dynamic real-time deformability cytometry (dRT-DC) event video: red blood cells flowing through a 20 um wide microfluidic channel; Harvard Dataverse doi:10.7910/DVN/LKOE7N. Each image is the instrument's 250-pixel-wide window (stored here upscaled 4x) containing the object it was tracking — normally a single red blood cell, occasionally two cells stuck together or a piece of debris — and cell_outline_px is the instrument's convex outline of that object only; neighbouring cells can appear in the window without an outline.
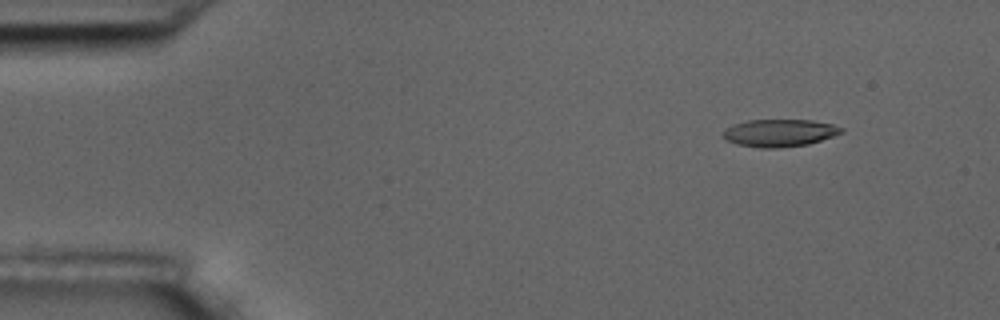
{"species": "common noctule bat (a hibernating species)", "species_latin": "Nyctalus noctula", "temperature_condition": "room temperature", "stored_images_in_passage": 4, "camera_frame_rate_fps": 3000, "um_per_image_px": 0.085, "animal": {"sex": "male", "body_mass_g": 17.5, "forearm_length_mm": 52.3}, "frame": {"image": 1, "passage_image": 1, "time_ms": 0.0, "image_size_px": [1000, 320], "cell_outline_px": [[844, 132], [808, 144], [776, 148], [760, 148], [736, 144], [728, 140], [724, 136], [724, 128], [732, 124], [748, 120], [812, 120], [832, 124], [844, 128]], "centroid_in_image_um": [66.25, 11.29], "position_along_channel_um": 18.7, "area_um2": 18.84}}
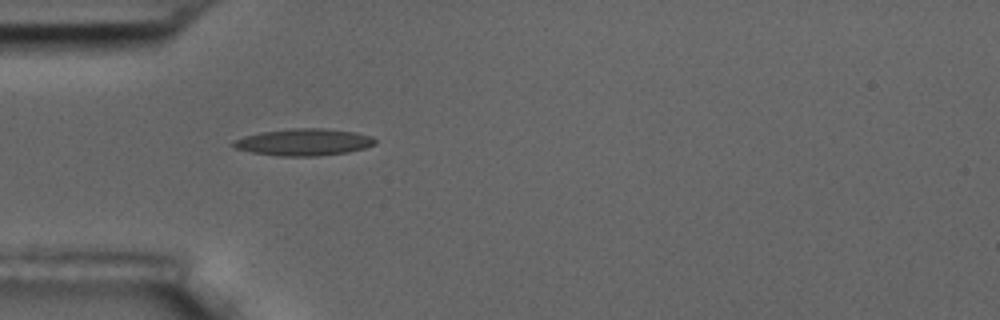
{"frame": {"image": 2, "passage_image": 4, "time_ms": 3.667, "image_size_px": [1000, 320], "cell_outline_px": [[376, 144], [364, 148], [348, 152], [316, 156], [280, 156], [252, 152], [236, 148], [232, 144], [232, 140], [244, 136], [260, 132], [292, 128], [324, 128], [356, 132], [372, 136], [376, 140]], "centroid_in_image_um": [25.83, 12.07], "position_along_channel_um": 59.2, "area_um2": 22.25}}